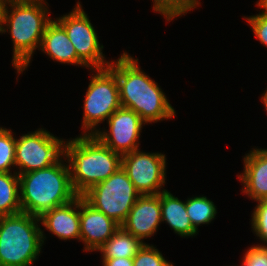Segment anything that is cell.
I'll return each instance as SVG.
<instances>
[{
    "label": "cell",
    "mask_w": 267,
    "mask_h": 266,
    "mask_svg": "<svg viewBox=\"0 0 267 266\" xmlns=\"http://www.w3.org/2000/svg\"><path fill=\"white\" fill-rule=\"evenodd\" d=\"M137 64L138 58L124 52L108 65L116 75L121 106L136 112L146 124L175 117L176 111L158 83Z\"/></svg>",
    "instance_id": "6da1fadb"
},
{
    "label": "cell",
    "mask_w": 267,
    "mask_h": 266,
    "mask_svg": "<svg viewBox=\"0 0 267 266\" xmlns=\"http://www.w3.org/2000/svg\"><path fill=\"white\" fill-rule=\"evenodd\" d=\"M44 1H7L1 33L9 32L11 34L13 41L12 65L17 70L18 76L29 67L34 51L40 48L47 25L53 20L51 17L49 18L48 4Z\"/></svg>",
    "instance_id": "7a4b0ae2"
},
{
    "label": "cell",
    "mask_w": 267,
    "mask_h": 266,
    "mask_svg": "<svg viewBox=\"0 0 267 266\" xmlns=\"http://www.w3.org/2000/svg\"><path fill=\"white\" fill-rule=\"evenodd\" d=\"M64 158L69 166L72 186L79 196L122 167V155L94 135L82 134L65 141Z\"/></svg>",
    "instance_id": "3957f363"
},
{
    "label": "cell",
    "mask_w": 267,
    "mask_h": 266,
    "mask_svg": "<svg viewBox=\"0 0 267 266\" xmlns=\"http://www.w3.org/2000/svg\"><path fill=\"white\" fill-rule=\"evenodd\" d=\"M61 158L54 165L19 174V193L22 212L41 217L55 207L76 199L68 164Z\"/></svg>",
    "instance_id": "277c9868"
},
{
    "label": "cell",
    "mask_w": 267,
    "mask_h": 266,
    "mask_svg": "<svg viewBox=\"0 0 267 266\" xmlns=\"http://www.w3.org/2000/svg\"><path fill=\"white\" fill-rule=\"evenodd\" d=\"M39 223L24 212L0 216V266L33 265L46 239Z\"/></svg>",
    "instance_id": "5b68a950"
},
{
    "label": "cell",
    "mask_w": 267,
    "mask_h": 266,
    "mask_svg": "<svg viewBox=\"0 0 267 266\" xmlns=\"http://www.w3.org/2000/svg\"><path fill=\"white\" fill-rule=\"evenodd\" d=\"M92 74L83 104V135H94L99 123L121 108L119 87L115 73L109 68L90 69Z\"/></svg>",
    "instance_id": "8992f818"
},
{
    "label": "cell",
    "mask_w": 267,
    "mask_h": 266,
    "mask_svg": "<svg viewBox=\"0 0 267 266\" xmlns=\"http://www.w3.org/2000/svg\"><path fill=\"white\" fill-rule=\"evenodd\" d=\"M140 196L141 194L122 167L82 195L95 209L120 225Z\"/></svg>",
    "instance_id": "52a82bcc"
},
{
    "label": "cell",
    "mask_w": 267,
    "mask_h": 266,
    "mask_svg": "<svg viewBox=\"0 0 267 266\" xmlns=\"http://www.w3.org/2000/svg\"><path fill=\"white\" fill-rule=\"evenodd\" d=\"M63 140L42 128L23 134L16 139V169L19 166L16 173L45 169L57 163L64 156Z\"/></svg>",
    "instance_id": "ba28073f"
},
{
    "label": "cell",
    "mask_w": 267,
    "mask_h": 266,
    "mask_svg": "<svg viewBox=\"0 0 267 266\" xmlns=\"http://www.w3.org/2000/svg\"><path fill=\"white\" fill-rule=\"evenodd\" d=\"M55 19L65 29L77 56L90 69L108 67L111 61L105 60L103 45L79 1L72 11Z\"/></svg>",
    "instance_id": "9c48e42d"
},
{
    "label": "cell",
    "mask_w": 267,
    "mask_h": 266,
    "mask_svg": "<svg viewBox=\"0 0 267 266\" xmlns=\"http://www.w3.org/2000/svg\"><path fill=\"white\" fill-rule=\"evenodd\" d=\"M166 156L140 149L122 155V168L141 195L161 193L166 180Z\"/></svg>",
    "instance_id": "30bf717a"
},
{
    "label": "cell",
    "mask_w": 267,
    "mask_h": 266,
    "mask_svg": "<svg viewBox=\"0 0 267 266\" xmlns=\"http://www.w3.org/2000/svg\"><path fill=\"white\" fill-rule=\"evenodd\" d=\"M109 131L100 129L94 136L105 146L121 155L139 149V137L145 122L133 110L119 108L107 120Z\"/></svg>",
    "instance_id": "8fae6325"
},
{
    "label": "cell",
    "mask_w": 267,
    "mask_h": 266,
    "mask_svg": "<svg viewBox=\"0 0 267 266\" xmlns=\"http://www.w3.org/2000/svg\"><path fill=\"white\" fill-rule=\"evenodd\" d=\"M121 227L80 196V240L84 251H97Z\"/></svg>",
    "instance_id": "7c38bea8"
},
{
    "label": "cell",
    "mask_w": 267,
    "mask_h": 266,
    "mask_svg": "<svg viewBox=\"0 0 267 266\" xmlns=\"http://www.w3.org/2000/svg\"><path fill=\"white\" fill-rule=\"evenodd\" d=\"M161 217V193L141 195L133 205L121 227L144 241L156 233Z\"/></svg>",
    "instance_id": "4fadbf2b"
},
{
    "label": "cell",
    "mask_w": 267,
    "mask_h": 266,
    "mask_svg": "<svg viewBox=\"0 0 267 266\" xmlns=\"http://www.w3.org/2000/svg\"><path fill=\"white\" fill-rule=\"evenodd\" d=\"M242 193L254 201L267 199V149L255 148L243 157Z\"/></svg>",
    "instance_id": "5bb4252c"
},
{
    "label": "cell",
    "mask_w": 267,
    "mask_h": 266,
    "mask_svg": "<svg viewBox=\"0 0 267 266\" xmlns=\"http://www.w3.org/2000/svg\"><path fill=\"white\" fill-rule=\"evenodd\" d=\"M39 219L40 224L59 239L80 241V196L45 212Z\"/></svg>",
    "instance_id": "9a60e30c"
},
{
    "label": "cell",
    "mask_w": 267,
    "mask_h": 266,
    "mask_svg": "<svg viewBox=\"0 0 267 266\" xmlns=\"http://www.w3.org/2000/svg\"><path fill=\"white\" fill-rule=\"evenodd\" d=\"M51 59L59 63L85 66L90 69L78 56L75 48L68 38L65 29L55 20L46 27L39 48Z\"/></svg>",
    "instance_id": "2e32d148"
},
{
    "label": "cell",
    "mask_w": 267,
    "mask_h": 266,
    "mask_svg": "<svg viewBox=\"0 0 267 266\" xmlns=\"http://www.w3.org/2000/svg\"><path fill=\"white\" fill-rule=\"evenodd\" d=\"M161 217L172 230L181 237L198 234L187 214L186 201L182 202L166 189L161 192Z\"/></svg>",
    "instance_id": "e0dca14e"
},
{
    "label": "cell",
    "mask_w": 267,
    "mask_h": 266,
    "mask_svg": "<svg viewBox=\"0 0 267 266\" xmlns=\"http://www.w3.org/2000/svg\"><path fill=\"white\" fill-rule=\"evenodd\" d=\"M145 242L120 227L97 251L102 258H133Z\"/></svg>",
    "instance_id": "ac0fdd59"
},
{
    "label": "cell",
    "mask_w": 267,
    "mask_h": 266,
    "mask_svg": "<svg viewBox=\"0 0 267 266\" xmlns=\"http://www.w3.org/2000/svg\"><path fill=\"white\" fill-rule=\"evenodd\" d=\"M19 175L15 172H0V216L21 213Z\"/></svg>",
    "instance_id": "d6986e66"
},
{
    "label": "cell",
    "mask_w": 267,
    "mask_h": 266,
    "mask_svg": "<svg viewBox=\"0 0 267 266\" xmlns=\"http://www.w3.org/2000/svg\"><path fill=\"white\" fill-rule=\"evenodd\" d=\"M186 211L196 230L201 224L211 223L217 214L214 202L203 195L188 198L186 200Z\"/></svg>",
    "instance_id": "ffe728a7"
},
{
    "label": "cell",
    "mask_w": 267,
    "mask_h": 266,
    "mask_svg": "<svg viewBox=\"0 0 267 266\" xmlns=\"http://www.w3.org/2000/svg\"><path fill=\"white\" fill-rule=\"evenodd\" d=\"M153 10L162 14L166 21L187 14L194 10L199 4V0H152Z\"/></svg>",
    "instance_id": "44dd1931"
},
{
    "label": "cell",
    "mask_w": 267,
    "mask_h": 266,
    "mask_svg": "<svg viewBox=\"0 0 267 266\" xmlns=\"http://www.w3.org/2000/svg\"><path fill=\"white\" fill-rule=\"evenodd\" d=\"M16 138L10 129L0 127V172H12L15 167Z\"/></svg>",
    "instance_id": "7402d4cb"
},
{
    "label": "cell",
    "mask_w": 267,
    "mask_h": 266,
    "mask_svg": "<svg viewBox=\"0 0 267 266\" xmlns=\"http://www.w3.org/2000/svg\"><path fill=\"white\" fill-rule=\"evenodd\" d=\"M133 266H173L152 244L144 246L133 257Z\"/></svg>",
    "instance_id": "603a6c76"
},
{
    "label": "cell",
    "mask_w": 267,
    "mask_h": 266,
    "mask_svg": "<svg viewBox=\"0 0 267 266\" xmlns=\"http://www.w3.org/2000/svg\"><path fill=\"white\" fill-rule=\"evenodd\" d=\"M258 204L251 215L252 230L259 237L264 246H267V199L256 201Z\"/></svg>",
    "instance_id": "cb8c5ba5"
},
{
    "label": "cell",
    "mask_w": 267,
    "mask_h": 266,
    "mask_svg": "<svg viewBox=\"0 0 267 266\" xmlns=\"http://www.w3.org/2000/svg\"><path fill=\"white\" fill-rule=\"evenodd\" d=\"M240 266H267V246L252 245L243 256Z\"/></svg>",
    "instance_id": "d4e9b609"
},
{
    "label": "cell",
    "mask_w": 267,
    "mask_h": 266,
    "mask_svg": "<svg viewBox=\"0 0 267 266\" xmlns=\"http://www.w3.org/2000/svg\"><path fill=\"white\" fill-rule=\"evenodd\" d=\"M243 18L251 26L255 37L267 47V15L259 12V14Z\"/></svg>",
    "instance_id": "484cf974"
},
{
    "label": "cell",
    "mask_w": 267,
    "mask_h": 266,
    "mask_svg": "<svg viewBox=\"0 0 267 266\" xmlns=\"http://www.w3.org/2000/svg\"><path fill=\"white\" fill-rule=\"evenodd\" d=\"M103 266H133V258H102Z\"/></svg>",
    "instance_id": "4316f807"
},
{
    "label": "cell",
    "mask_w": 267,
    "mask_h": 266,
    "mask_svg": "<svg viewBox=\"0 0 267 266\" xmlns=\"http://www.w3.org/2000/svg\"><path fill=\"white\" fill-rule=\"evenodd\" d=\"M8 0H0V33L3 28L4 11Z\"/></svg>",
    "instance_id": "83f0119b"
},
{
    "label": "cell",
    "mask_w": 267,
    "mask_h": 266,
    "mask_svg": "<svg viewBox=\"0 0 267 266\" xmlns=\"http://www.w3.org/2000/svg\"><path fill=\"white\" fill-rule=\"evenodd\" d=\"M256 5L263 9L261 13L267 15V0H259Z\"/></svg>",
    "instance_id": "f1b7e54d"
},
{
    "label": "cell",
    "mask_w": 267,
    "mask_h": 266,
    "mask_svg": "<svg viewBox=\"0 0 267 266\" xmlns=\"http://www.w3.org/2000/svg\"><path fill=\"white\" fill-rule=\"evenodd\" d=\"M266 89H267V88H266ZM261 100H262L261 103L264 104V106H265V110H266V112H267V90H265L264 93L262 94V96H261Z\"/></svg>",
    "instance_id": "f546056e"
}]
</instances>
